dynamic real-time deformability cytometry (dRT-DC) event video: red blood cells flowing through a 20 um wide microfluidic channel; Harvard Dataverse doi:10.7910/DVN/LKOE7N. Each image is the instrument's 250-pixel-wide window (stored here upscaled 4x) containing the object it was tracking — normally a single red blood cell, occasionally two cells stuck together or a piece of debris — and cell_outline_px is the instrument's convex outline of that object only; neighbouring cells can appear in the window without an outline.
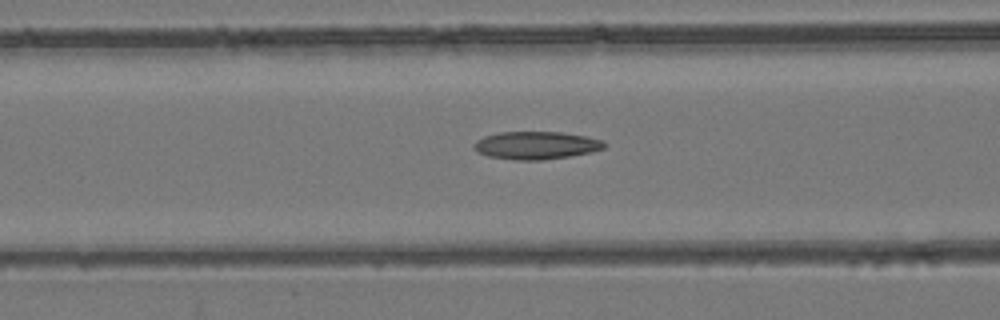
{"species": "common noctule bat (a hibernating species)", "species_latin": "Nyctalus noctula", "temperature_condition": "room temperature", "stored_images_in_passage": 53, "camera_frame_rate_fps": 3000, "um_per_image_px": 0.085, "animal": {"sex": "female", "body_mass_g": 24.6, "forearm_length_mm": 56.2}, "frame": {"image": 1, "passage_image": 22, "time_ms": 7.0, "image_size_px": [1000, 320], "cell_outline_px": [[608, 144], [604, 148], [592, 152], [544, 160], [512, 160], [488, 156], [476, 152], [472, 148], [472, 144], [476, 140], [484, 136], [500, 132], [560, 132], [584, 136], [604, 140]], "centroid_in_image_um": [45.54, 12.36], "position_along_channel_um": 121.1, "area_um2": 21.33}}
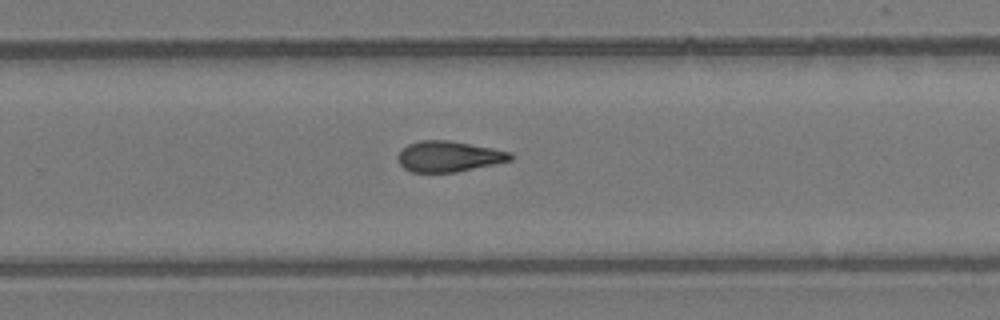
{"frame": {"image": 2, "passage_image": 35, "time_ms": 11.333, "image_size_px": [1000, 320], "cell_outline_px": [[512, 160], [456, 172], [412, 172], [404, 168], [400, 164], [396, 156], [408, 144], [420, 140], [448, 140], [492, 148], [512, 152]], "centroid_in_image_um": [38.13, 13.29], "position_along_channel_um": 291.7, "area_um2": 20.0}}
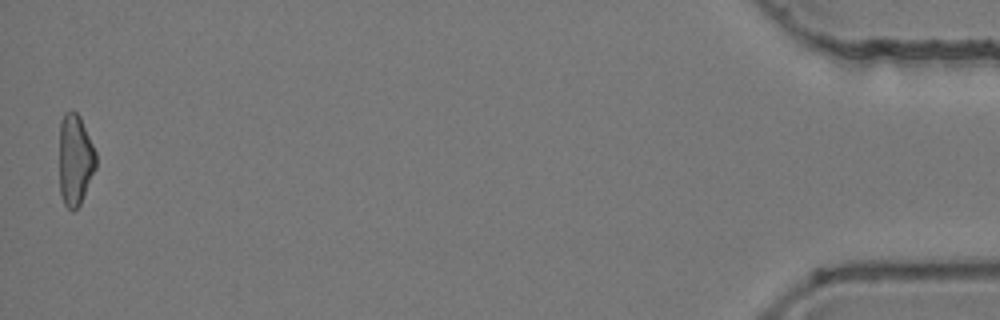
{"frame": {"image": 3, "passage_image": 53, "time_ms": 17.333, "image_size_px": [1000, 320], "cell_outline_px": [[96, 168], [80, 204], [72, 212], [64, 204], [60, 192], [60, 120], [64, 112], [72, 108], [80, 116], [96, 152]], "centroid_in_image_um": [6.38, 13.55], "position_along_channel_um": 428.8, "area_um2": 19.59}, "authors_computed_cell_mechanics": {"area_um2": 20.6346, "velocity_mm_per_s": 3.9494, "shape_relaxation_time_tau1_ms": 10.1826, "shape_relaxation_time_tau2_ms": 4.4474, "deformation_change_tau1": 0.2224, "deformation_change_tau2": 0.1375}}